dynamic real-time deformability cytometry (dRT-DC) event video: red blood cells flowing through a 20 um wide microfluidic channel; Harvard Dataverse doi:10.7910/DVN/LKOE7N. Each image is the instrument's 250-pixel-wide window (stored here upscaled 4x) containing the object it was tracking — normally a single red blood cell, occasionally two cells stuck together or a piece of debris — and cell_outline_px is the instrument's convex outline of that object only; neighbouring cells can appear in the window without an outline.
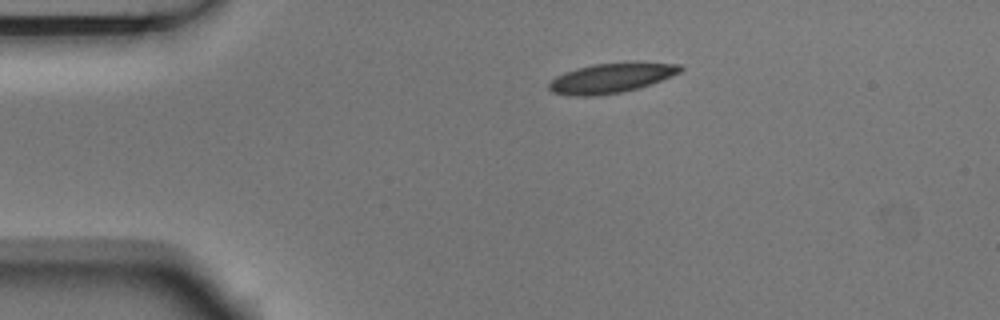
{"species": "Egyptian fruit bat (a non-hibernating species)", "species_latin": "Rousettus aegyptiacus", "temperature_condition": "room temperature", "stored_images_in_passage": 4, "camera_frame_rate_fps": 3000, "um_per_image_px": 0.085, "animal": {"sex": "male"}, "frame": {"image": 1, "passage_image": 1, "time_ms": 0.0, "image_size_px": [1000, 320], "cell_outline_px": [[684, 68], [680, 72], [672, 76], [636, 88], [620, 92], [592, 96], [572, 96], [552, 92], [548, 88], [548, 84], [556, 76], [564, 72], [576, 68], [592, 64], [680, 64]], "centroid_in_image_um": [51.85, 6.66], "position_along_channel_um": 33.2, "area_um2": 21.91}}
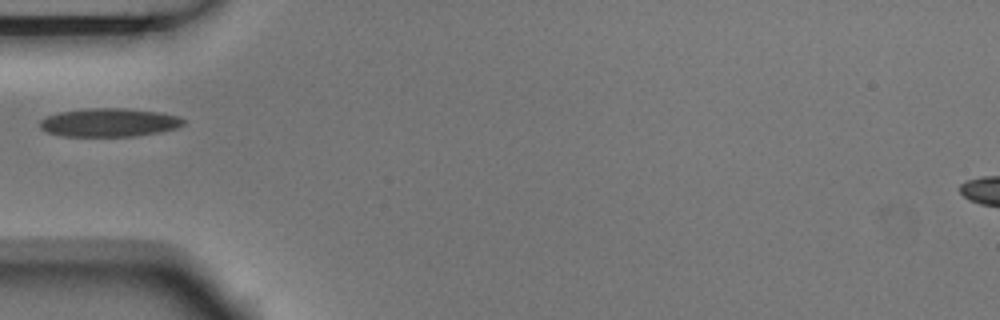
{"frame": {"image": 2, "passage_image": 3, "time_ms": 0.667, "image_size_px": [1000, 320], "cell_outline_px": [[184, 124], [176, 128], [160, 132], [136, 136], [64, 136], [48, 132], [40, 128], [40, 120], [48, 116], [60, 112], [84, 108], [128, 108], [160, 112], [180, 116], [184, 120]], "centroid_in_image_um": [9.31, 10.4], "position_along_channel_um": 75.7, "area_um2": 23.87}}
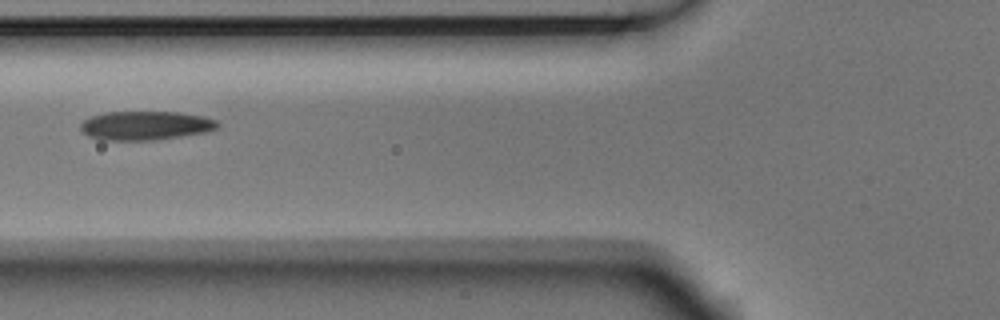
{"frame": {"image": 3, "passage_image": 4, "time_ms": 1.0, "image_size_px": [1000, 320], "cell_outline_px": [[220, 128], [208, 132], [152, 140], [100, 140], [88, 136], [80, 128], [80, 124], [84, 120], [92, 116], [104, 112], [180, 112], [204, 116], [216, 120], [220, 124]], "centroid_in_image_um": [12.4, 10.67], "position_along_channel_um": 113.4, "area_um2": 23.24}}